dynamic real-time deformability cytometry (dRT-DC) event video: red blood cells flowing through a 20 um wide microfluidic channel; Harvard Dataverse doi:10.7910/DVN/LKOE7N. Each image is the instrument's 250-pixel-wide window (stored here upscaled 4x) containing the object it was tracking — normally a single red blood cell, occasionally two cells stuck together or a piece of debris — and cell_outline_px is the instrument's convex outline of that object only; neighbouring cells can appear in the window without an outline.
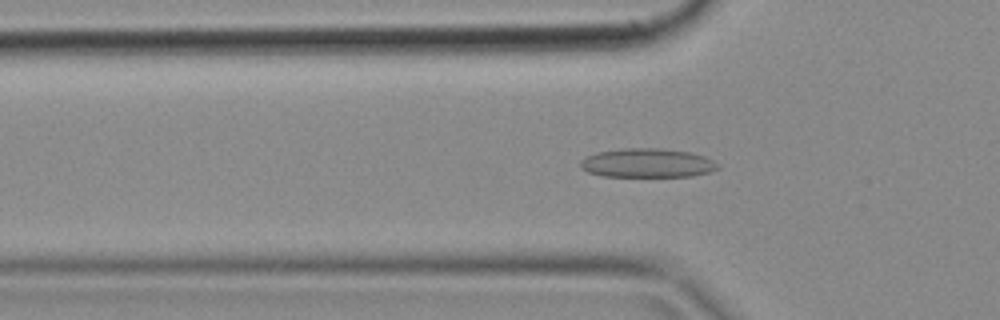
{"species": "common noctule bat (a hibernating species)", "species_latin": "Nyctalus noctula", "temperature_condition": "cold", "stored_images_in_passage": 50, "camera_frame_rate_fps": 3000, "um_per_image_px": 0.085, "animal": {"sex": "female", "body_mass_g": 18.4}, "frame": {"image": 1, "passage_image": 16, "time_ms": 5.0, "image_size_px": [1000, 320], "cell_outline_px": [[720, 168], [712, 172], [692, 176], [600, 176], [588, 172], [580, 168], [580, 160], [596, 152], [620, 148], [660, 148], [692, 152], [704, 156], [712, 160]], "centroid_in_image_um": [55.01, 13.85], "position_along_channel_um": 70.8, "area_um2": 23.41}}
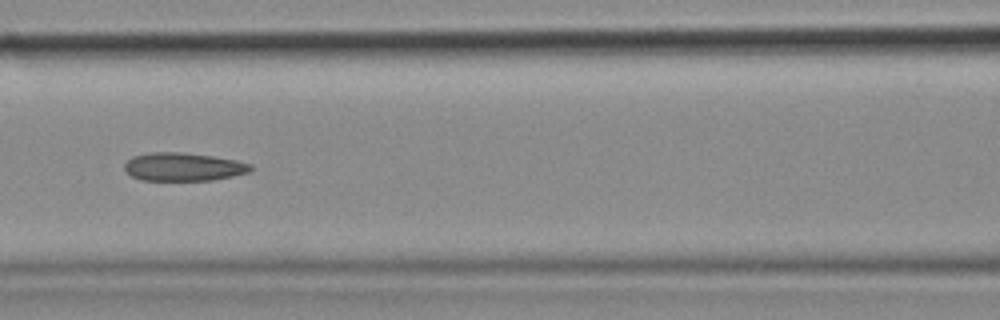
{"frame": {"image": 2, "passage_image": 22, "time_ms": 7.0, "image_size_px": [1000, 320], "cell_outline_px": [[252, 168], [248, 172], [232, 176], [212, 180], [140, 180], [132, 176], [124, 168], [124, 164], [132, 156], [148, 152], [180, 152], [212, 156], [236, 160], [252, 164]], "centroid_in_image_um": [15.56, 14.17], "position_along_channel_um": 151.0, "area_um2": 20.69}}
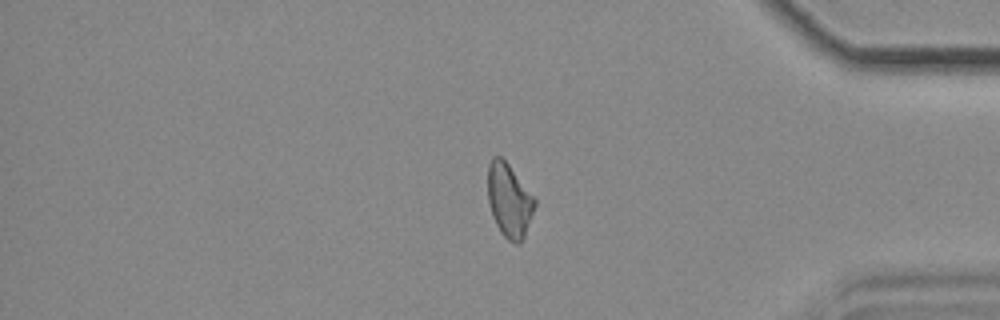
{"frame": {"image": 3, "passage_image": 42, "time_ms": 13.667, "image_size_px": [1000, 320], "cell_outline_px": [[536, 204], [524, 236], [520, 244], [516, 244], [508, 240], [500, 232], [492, 216], [488, 200], [488, 164], [492, 156], [500, 156], [508, 164], [536, 200]], "centroid_in_image_um": [43.26, 17.04], "position_along_channel_um": 391.9, "area_um2": 19.94}}